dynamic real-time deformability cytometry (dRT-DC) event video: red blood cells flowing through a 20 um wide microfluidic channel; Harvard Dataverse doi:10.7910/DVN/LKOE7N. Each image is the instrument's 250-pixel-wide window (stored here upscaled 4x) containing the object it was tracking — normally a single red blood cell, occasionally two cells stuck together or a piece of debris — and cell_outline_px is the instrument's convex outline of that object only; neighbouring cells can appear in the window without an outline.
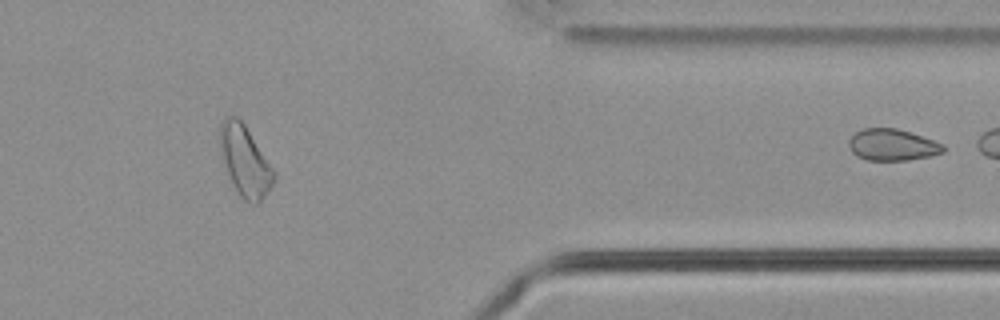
{"species": "common noctule bat (a hibernating species)", "species_latin": "Nyctalus noctula", "temperature_condition": "cold", "stored_images_in_passage": 47, "segment_of_instrument_passage": [2, 2], "camera_frame_rate_fps": 3000, "um_per_image_px": 0.085, "animal": {"sex": "male", "body_mass_g": 21.5, "forearm_length_mm": 52.0}, "frame": {"image": 1, "passage_image": 47, "time_ms": 15.333, "image_size_px": [1000, 320], "cell_outline_px": [[944, 152], [932, 156], [908, 160], [868, 160], [856, 156], [852, 152], [848, 144], [848, 140], [856, 132], [864, 128], [896, 128], [944, 144]], "centroid_in_image_um": [75.83, 12.32], "position_along_channel_um": 335.6, "area_um2": 17.28}}